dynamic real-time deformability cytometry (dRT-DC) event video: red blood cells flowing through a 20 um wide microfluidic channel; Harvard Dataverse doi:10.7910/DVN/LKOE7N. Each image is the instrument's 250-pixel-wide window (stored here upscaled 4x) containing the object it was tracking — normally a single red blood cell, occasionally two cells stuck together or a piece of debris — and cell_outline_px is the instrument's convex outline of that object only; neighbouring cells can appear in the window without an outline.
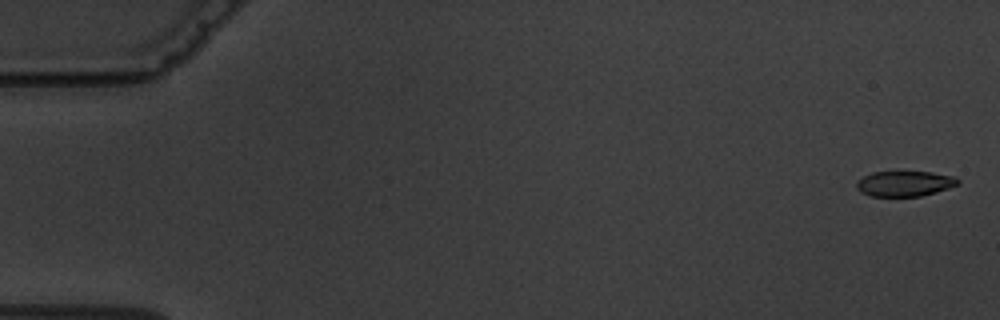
{"species": "common noctule bat (a hibernating species)", "species_latin": "Nyctalus noctula", "temperature_condition": "warm", "stored_images_in_passage": 5, "camera_frame_rate_fps": 3000, "um_per_image_px": 0.085, "animal": {"sex": "male", "body_mass_g": 19.5, "forearm_length_mm": 54.6}, "frame": {"image": 1, "passage_image": 1, "time_ms": 0.0, "image_size_px": [1000, 320], "cell_outline_px": [[960, 184], [936, 192], [920, 196], [872, 196], [860, 192], [856, 188], [856, 180], [872, 172], [932, 172], [956, 176], [960, 180]], "centroid_in_image_um": [76.91, 15.6], "position_along_channel_um": 8.1, "area_um2": 15.09}}